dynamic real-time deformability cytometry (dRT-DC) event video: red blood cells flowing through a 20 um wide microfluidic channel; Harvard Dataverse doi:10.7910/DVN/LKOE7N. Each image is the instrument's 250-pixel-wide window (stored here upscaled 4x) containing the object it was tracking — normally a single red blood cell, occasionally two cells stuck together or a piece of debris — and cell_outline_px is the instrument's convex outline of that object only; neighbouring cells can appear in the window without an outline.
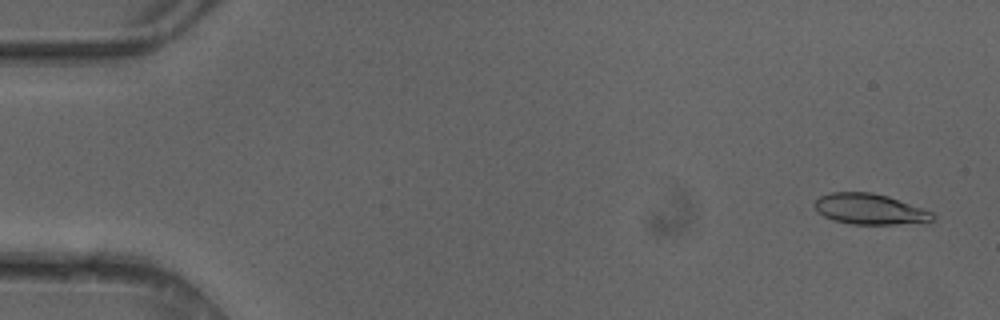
{"species": "common noctule bat (a hibernating species)", "species_latin": "Nyctalus noctula", "temperature_condition": "cold", "stored_images_in_passage": 3, "camera_frame_rate_fps": 3000, "um_per_image_px": 0.085, "animal": {"sex": "female"}, "frame": {"image": 1, "passage_image": 1, "time_ms": 0.0, "image_size_px": [1000, 320], "cell_outline_px": [[936, 216], [928, 224], [852, 224], [836, 220], [824, 216], [812, 204], [820, 196], [832, 192], [872, 192], [888, 196], [932, 212]], "centroid_in_image_um": [73.99, 17.78], "position_along_channel_um": 11.0, "area_um2": 21.15}}
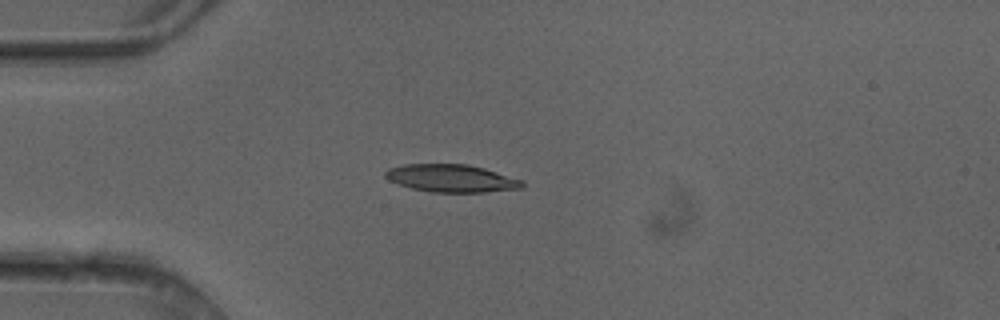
{"frame": {"image": 2, "passage_image": 3, "time_ms": 0.667, "image_size_px": [1000, 320], "cell_outline_px": [[524, 188], [484, 192], [432, 192], [412, 188], [388, 180], [384, 176], [384, 172], [388, 168], [404, 164], [468, 164], [484, 168], [524, 180]], "centroid_in_image_um": [38.39, 15.15], "position_along_channel_um": 46.6, "area_um2": 22.14}}